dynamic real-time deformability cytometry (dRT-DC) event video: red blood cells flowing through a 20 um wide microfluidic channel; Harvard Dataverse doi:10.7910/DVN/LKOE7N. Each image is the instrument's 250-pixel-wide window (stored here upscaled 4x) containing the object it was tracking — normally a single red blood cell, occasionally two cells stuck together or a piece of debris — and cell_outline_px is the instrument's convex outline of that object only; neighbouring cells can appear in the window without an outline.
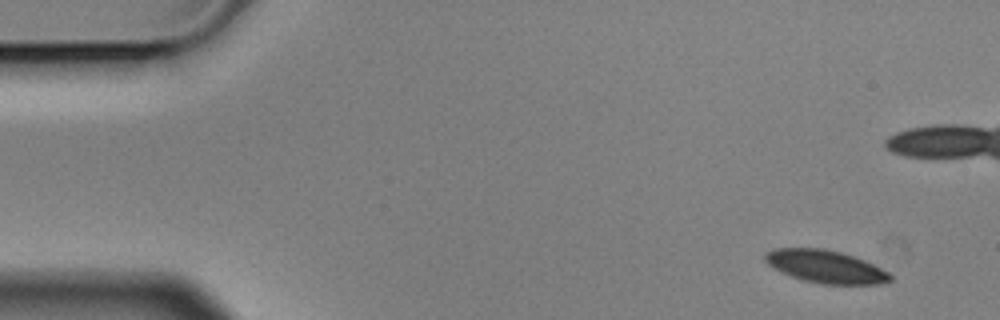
{"species": "Egyptian fruit bat (a non-hibernating species)", "species_latin": "Rousettus aegyptiacus", "temperature_condition": "cold", "stored_images_in_passage": 7, "camera_frame_rate_fps": 3000, "um_per_image_px": 0.085, "animal": {"sex": "male"}, "frame": {"image": 1, "passage_image": 1, "time_ms": 0.0, "image_size_px": [1000, 320], "cell_outline_px": [[892, 280], [884, 284], [820, 284], [804, 280], [780, 272], [768, 264], [764, 260], [764, 252], [772, 248], [824, 248], [856, 256], [888, 272], [892, 276]], "centroid_in_image_um": [70.16, 22.65], "position_along_channel_um": 14.8, "area_um2": 24.04}}
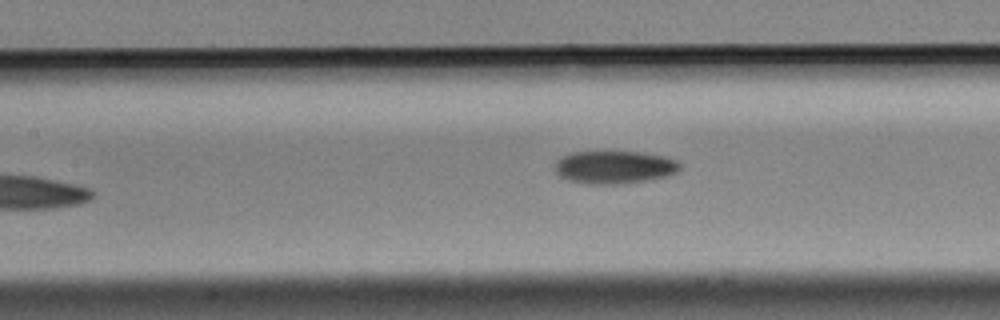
{"frame": {"image": 2, "passage_image": 7, "time_ms": 2.0, "image_size_px": [1000, 320], "cell_outline_px": [[680, 168], [676, 172], [668, 176], [620, 184], [588, 184], [568, 180], [560, 176], [556, 172], [556, 160], [560, 156], [572, 152], [640, 152], [664, 156], [676, 160], [680, 164]], "centroid_in_image_um": [52.2, 14.21], "position_along_channel_um": 155.2, "area_um2": 23.87}}